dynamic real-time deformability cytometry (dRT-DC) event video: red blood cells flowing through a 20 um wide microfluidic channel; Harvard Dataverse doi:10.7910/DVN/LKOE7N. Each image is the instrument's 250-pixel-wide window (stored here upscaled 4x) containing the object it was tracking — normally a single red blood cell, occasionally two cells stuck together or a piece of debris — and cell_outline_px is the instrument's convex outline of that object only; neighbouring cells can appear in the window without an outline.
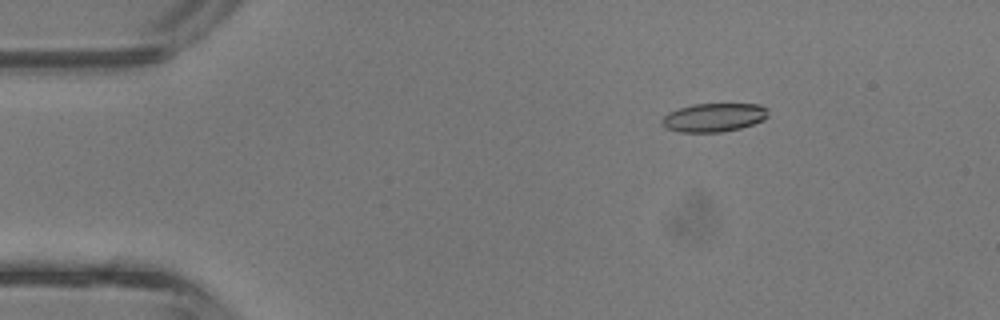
{"species": "common noctule bat (a hibernating species)", "species_latin": "Nyctalus noctula", "temperature_condition": "room temperature", "stored_images_in_passage": 38, "camera_frame_rate_fps": 3000, "um_per_image_px": 0.085, "animal": {"sex": "male", "body_mass_g": 13.3}, "frame": {"image": 1, "passage_image": 2, "time_ms": 0.333, "image_size_px": [1000, 320], "cell_outline_px": [[768, 116], [764, 120], [740, 128], [724, 132], [680, 132], [664, 128], [660, 124], [660, 120], [668, 112], [692, 104], [760, 104], [768, 108]], "centroid_in_image_um": [60.66, 9.99], "position_along_channel_um": 24.3, "area_um2": 17.92}}
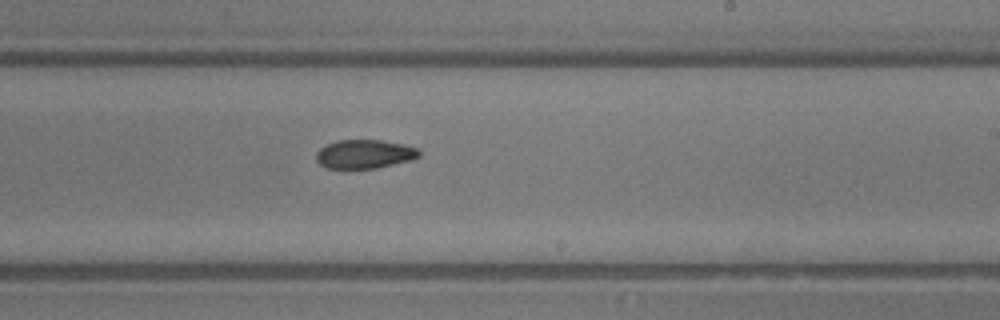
{"frame": {"image": 2, "passage_image": 21, "time_ms": 6.667, "image_size_px": [1000, 320], "cell_outline_px": [[420, 156], [412, 160], [376, 168], [328, 168], [320, 164], [316, 160], [316, 152], [320, 148], [336, 140], [384, 140], [404, 144], [416, 148], [420, 152]], "centroid_in_image_um": [30.99, 13.09], "position_along_channel_um": 258.0, "area_um2": 17.28}}
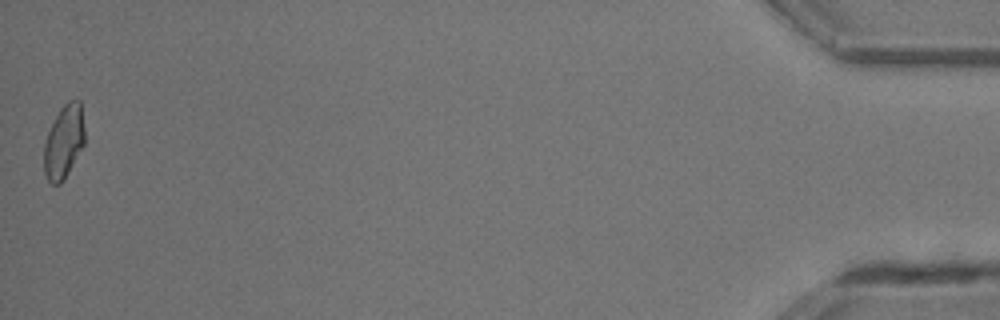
{"frame": {"image": 3, "passage_image": 38, "time_ms": 12.333, "image_size_px": [1000, 320], "cell_outline_px": [[84, 144], [64, 180], [60, 184], [52, 184], [48, 180], [44, 172], [44, 144], [48, 132], [60, 108], [68, 100], [80, 100], [84, 128]], "centroid_in_image_um": [5.42, 12.05], "position_along_channel_um": 429.8, "area_um2": 17.28}, "authors_computed_cell_mechanics": {"area_um2": 17.7735, "velocity_mm_per_s": 4.8234, "shape_relaxation_time_tau1_ms": 6.7837, "shape_relaxation_time_tau2_ms": 2.6622, "deformation_change_tau1": 0.1807, "deformation_change_tau2": 0.0899}}